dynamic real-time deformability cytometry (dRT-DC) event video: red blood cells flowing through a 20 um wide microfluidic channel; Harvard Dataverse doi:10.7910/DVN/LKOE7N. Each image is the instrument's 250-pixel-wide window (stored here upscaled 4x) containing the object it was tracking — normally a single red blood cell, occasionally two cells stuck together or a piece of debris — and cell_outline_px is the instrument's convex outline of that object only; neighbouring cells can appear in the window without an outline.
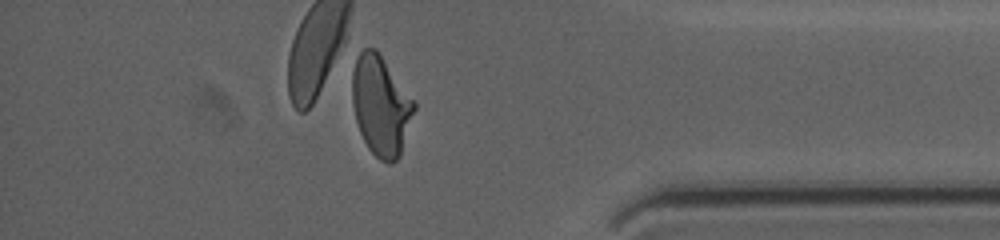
{"species": "human", "species_latin": "Homo sapiens", "temperature_condition": "cold", "stored_images_in_passage": 30, "camera_frame_rate_fps": 3000, "um_per_image_px": 0.085, "donor": {"sex": "female"}, "frame": {"image": 1, "passage_image": 30, "time_ms": 9.667, "image_size_px": [1000, 240], "cell_outline_px": [[416, 108], [400, 156], [392, 164], [388, 164], [380, 160], [368, 148], [360, 132], [356, 120], [352, 104], [352, 72], [356, 60], [360, 52], [364, 48], [376, 48], [416, 104]], "centroid_in_image_um": [32.37, 9.0], "position_along_channel_um": 402.8, "area_um2": 35.84}, "authors_computed_cell_mechanics": {"area_um2": 36.6741, "velocity_mm_per_s": 3.6586, "shape_relaxation_time_tau1_ms": 4.5002, "shape_relaxation_time_tau2_ms": 1.0413, "deformation_change_tau1": 0.174, "deformation_change_tau2": 0.0604}}